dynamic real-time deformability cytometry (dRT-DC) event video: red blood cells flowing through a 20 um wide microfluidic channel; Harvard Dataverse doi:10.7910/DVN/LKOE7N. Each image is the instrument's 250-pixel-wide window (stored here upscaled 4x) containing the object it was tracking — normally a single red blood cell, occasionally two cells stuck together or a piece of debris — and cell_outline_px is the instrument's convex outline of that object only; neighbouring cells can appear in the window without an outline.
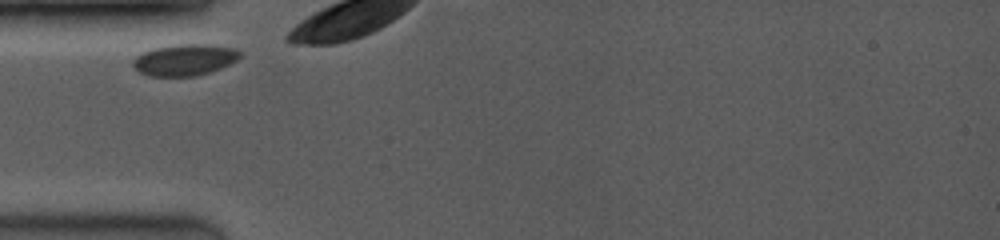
{"species": "common noctule bat (a hibernating species)", "species_latin": "Nyctalus noctula", "temperature_condition": "room temperature", "stored_images_in_passage": 7, "camera_frame_rate_fps": 3500, "um_per_image_px": 0.085, "animal": {"sex": "female", "body_mass_g": 19.0, "forearm_length_mm": 53.3}, "frame": {"image": 1, "passage_image": 1, "time_ms": 0.0, "image_size_px": [1000, 240], "cell_outline_px": [[240, 56], [236, 60], [212, 72], [196, 76], [148, 76], [140, 72], [132, 64], [132, 60], [136, 56], [152, 48], [176, 44], [208, 44], [236, 48], [240, 52]], "centroid_in_image_um": [15.69, 5.08], "position_along_channel_um": 69.3, "area_um2": 19.65}}